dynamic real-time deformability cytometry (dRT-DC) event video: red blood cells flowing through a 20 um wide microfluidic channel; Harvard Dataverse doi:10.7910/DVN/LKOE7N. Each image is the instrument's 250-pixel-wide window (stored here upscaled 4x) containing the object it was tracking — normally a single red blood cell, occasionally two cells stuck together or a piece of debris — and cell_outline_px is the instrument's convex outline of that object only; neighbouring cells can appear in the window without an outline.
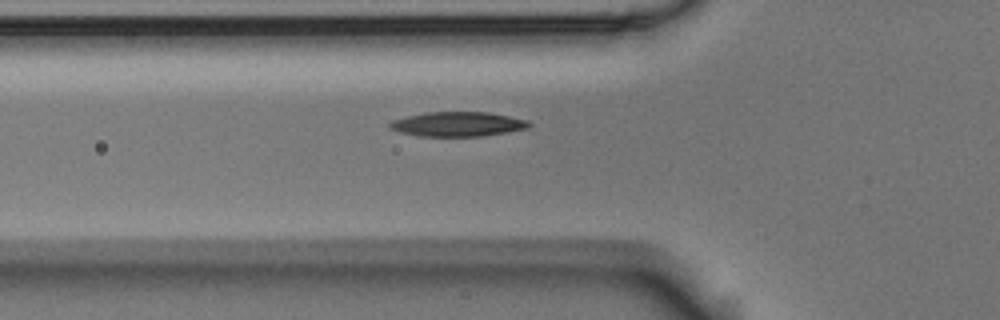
{"species": "Egyptian fruit bat (a non-hibernating species)", "species_latin": "Rousettus aegyptiacus", "temperature_condition": "room temperature", "stored_images_in_passage": 5, "camera_frame_rate_fps": 3000, "um_per_image_px": 0.085, "animal": {"sex": "male"}, "frame": {"image": 1, "passage_image": 5, "time_ms": 1.333, "image_size_px": [1000, 320], "cell_outline_px": [[532, 124], [528, 128], [508, 132], [484, 136], [420, 136], [400, 132], [388, 128], [388, 124], [392, 120], [408, 116], [428, 112], [488, 112], [528, 120]], "centroid_in_image_um": [38.92, 10.55], "position_along_channel_um": 86.9, "area_um2": 19.94}}